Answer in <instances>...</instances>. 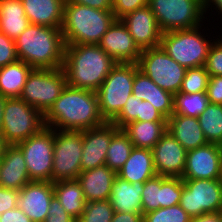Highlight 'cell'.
<instances>
[{"label":"cell","mask_w":222,"mask_h":222,"mask_svg":"<svg viewBox=\"0 0 222 222\" xmlns=\"http://www.w3.org/2000/svg\"><path fill=\"white\" fill-rule=\"evenodd\" d=\"M135 148L152 150L167 132V121H133L122 128Z\"/></svg>","instance_id":"cell-27"},{"label":"cell","mask_w":222,"mask_h":222,"mask_svg":"<svg viewBox=\"0 0 222 222\" xmlns=\"http://www.w3.org/2000/svg\"><path fill=\"white\" fill-rule=\"evenodd\" d=\"M44 222H77V220L65 211L54 195L50 201L48 216L45 218Z\"/></svg>","instance_id":"cell-43"},{"label":"cell","mask_w":222,"mask_h":222,"mask_svg":"<svg viewBox=\"0 0 222 222\" xmlns=\"http://www.w3.org/2000/svg\"><path fill=\"white\" fill-rule=\"evenodd\" d=\"M111 222H143V214L114 212Z\"/></svg>","instance_id":"cell-48"},{"label":"cell","mask_w":222,"mask_h":222,"mask_svg":"<svg viewBox=\"0 0 222 222\" xmlns=\"http://www.w3.org/2000/svg\"><path fill=\"white\" fill-rule=\"evenodd\" d=\"M210 75L204 66L186 70L179 92L191 94L206 92Z\"/></svg>","instance_id":"cell-37"},{"label":"cell","mask_w":222,"mask_h":222,"mask_svg":"<svg viewBox=\"0 0 222 222\" xmlns=\"http://www.w3.org/2000/svg\"><path fill=\"white\" fill-rule=\"evenodd\" d=\"M0 222H33L20 208L16 207L0 215Z\"/></svg>","instance_id":"cell-46"},{"label":"cell","mask_w":222,"mask_h":222,"mask_svg":"<svg viewBox=\"0 0 222 222\" xmlns=\"http://www.w3.org/2000/svg\"><path fill=\"white\" fill-rule=\"evenodd\" d=\"M65 3H74L100 10L112 11V0H66Z\"/></svg>","instance_id":"cell-47"},{"label":"cell","mask_w":222,"mask_h":222,"mask_svg":"<svg viewBox=\"0 0 222 222\" xmlns=\"http://www.w3.org/2000/svg\"><path fill=\"white\" fill-rule=\"evenodd\" d=\"M148 3L149 0H112V12L116 20H120L136 9L147 6Z\"/></svg>","instance_id":"cell-42"},{"label":"cell","mask_w":222,"mask_h":222,"mask_svg":"<svg viewBox=\"0 0 222 222\" xmlns=\"http://www.w3.org/2000/svg\"><path fill=\"white\" fill-rule=\"evenodd\" d=\"M138 69L161 89L179 93L186 68L172 59L160 46L143 49L137 62Z\"/></svg>","instance_id":"cell-10"},{"label":"cell","mask_w":222,"mask_h":222,"mask_svg":"<svg viewBox=\"0 0 222 222\" xmlns=\"http://www.w3.org/2000/svg\"><path fill=\"white\" fill-rule=\"evenodd\" d=\"M157 175L153 152L150 149L133 148L129 158L122 168L117 172V176L130 183L145 182Z\"/></svg>","instance_id":"cell-26"},{"label":"cell","mask_w":222,"mask_h":222,"mask_svg":"<svg viewBox=\"0 0 222 222\" xmlns=\"http://www.w3.org/2000/svg\"><path fill=\"white\" fill-rule=\"evenodd\" d=\"M5 102H6V97L0 94V132L2 128V122H3V112H4Z\"/></svg>","instance_id":"cell-51"},{"label":"cell","mask_w":222,"mask_h":222,"mask_svg":"<svg viewBox=\"0 0 222 222\" xmlns=\"http://www.w3.org/2000/svg\"><path fill=\"white\" fill-rule=\"evenodd\" d=\"M30 182L26 162L21 149L7 145L0 160V186L20 190Z\"/></svg>","instance_id":"cell-20"},{"label":"cell","mask_w":222,"mask_h":222,"mask_svg":"<svg viewBox=\"0 0 222 222\" xmlns=\"http://www.w3.org/2000/svg\"><path fill=\"white\" fill-rule=\"evenodd\" d=\"M152 152L157 175L182 178L187 150L169 131L154 145Z\"/></svg>","instance_id":"cell-16"},{"label":"cell","mask_w":222,"mask_h":222,"mask_svg":"<svg viewBox=\"0 0 222 222\" xmlns=\"http://www.w3.org/2000/svg\"><path fill=\"white\" fill-rule=\"evenodd\" d=\"M220 182H221V185H222V169H221Z\"/></svg>","instance_id":"cell-53"},{"label":"cell","mask_w":222,"mask_h":222,"mask_svg":"<svg viewBox=\"0 0 222 222\" xmlns=\"http://www.w3.org/2000/svg\"><path fill=\"white\" fill-rule=\"evenodd\" d=\"M182 192V178L162 176V203H160V208L179 204Z\"/></svg>","instance_id":"cell-39"},{"label":"cell","mask_w":222,"mask_h":222,"mask_svg":"<svg viewBox=\"0 0 222 222\" xmlns=\"http://www.w3.org/2000/svg\"><path fill=\"white\" fill-rule=\"evenodd\" d=\"M116 64L98 44H66L62 68L67 85L96 92Z\"/></svg>","instance_id":"cell-2"},{"label":"cell","mask_w":222,"mask_h":222,"mask_svg":"<svg viewBox=\"0 0 222 222\" xmlns=\"http://www.w3.org/2000/svg\"><path fill=\"white\" fill-rule=\"evenodd\" d=\"M183 192L179 205L192 218L204 213L222 211L220 179H182Z\"/></svg>","instance_id":"cell-13"},{"label":"cell","mask_w":222,"mask_h":222,"mask_svg":"<svg viewBox=\"0 0 222 222\" xmlns=\"http://www.w3.org/2000/svg\"><path fill=\"white\" fill-rule=\"evenodd\" d=\"M44 115L20 98H6L1 134L8 145H15L39 133Z\"/></svg>","instance_id":"cell-8"},{"label":"cell","mask_w":222,"mask_h":222,"mask_svg":"<svg viewBox=\"0 0 222 222\" xmlns=\"http://www.w3.org/2000/svg\"><path fill=\"white\" fill-rule=\"evenodd\" d=\"M222 146L207 143L187 151L182 179H220Z\"/></svg>","instance_id":"cell-14"},{"label":"cell","mask_w":222,"mask_h":222,"mask_svg":"<svg viewBox=\"0 0 222 222\" xmlns=\"http://www.w3.org/2000/svg\"><path fill=\"white\" fill-rule=\"evenodd\" d=\"M114 208L110 200L86 202L82 215L77 222H111Z\"/></svg>","instance_id":"cell-36"},{"label":"cell","mask_w":222,"mask_h":222,"mask_svg":"<svg viewBox=\"0 0 222 222\" xmlns=\"http://www.w3.org/2000/svg\"><path fill=\"white\" fill-rule=\"evenodd\" d=\"M65 46L61 29L34 24L15 39L18 59L40 69L61 68Z\"/></svg>","instance_id":"cell-3"},{"label":"cell","mask_w":222,"mask_h":222,"mask_svg":"<svg viewBox=\"0 0 222 222\" xmlns=\"http://www.w3.org/2000/svg\"><path fill=\"white\" fill-rule=\"evenodd\" d=\"M148 6L162 33L196 28L207 19L202 0H149Z\"/></svg>","instance_id":"cell-7"},{"label":"cell","mask_w":222,"mask_h":222,"mask_svg":"<svg viewBox=\"0 0 222 222\" xmlns=\"http://www.w3.org/2000/svg\"><path fill=\"white\" fill-rule=\"evenodd\" d=\"M15 40L0 32V67L18 61Z\"/></svg>","instance_id":"cell-41"},{"label":"cell","mask_w":222,"mask_h":222,"mask_svg":"<svg viewBox=\"0 0 222 222\" xmlns=\"http://www.w3.org/2000/svg\"><path fill=\"white\" fill-rule=\"evenodd\" d=\"M217 37L219 38L215 39L210 46L204 65L210 76H222V36Z\"/></svg>","instance_id":"cell-40"},{"label":"cell","mask_w":222,"mask_h":222,"mask_svg":"<svg viewBox=\"0 0 222 222\" xmlns=\"http://www.w3.org/2000/svg\"><path fill=\"white\" fill-rule=\"evenodd\" d=\"M66 86V74L62 67L34 68L29 74L19 98L45 115Z\"/></svg>","instance_id":"cell-9"},{"label":"cell","mask_w":222,"mask_h":222,"mask_svg":"<svg viewBox=\"0 0 222 222\" xmlns=\"http://www.w3.org/2000/svg\"><path fill=\"white\" fill-rule=\"evenodd\" d=\"M202 26L204 25L192 29L164 32L159 46L186 69L204 66L210 46L215 39L211 40L208 33L205 36Z\"/></svg>","instance_id":"cell-5"},{"label":"cell","mask_w":222,"mask_h":222,"mask_svg":"<svg viewBox=\"0 0 222 222\" xmlns=\"http://www.w3.org/2000/svg\"><path fill=\"white\" fill-rule=\"evenodd\" d=\"M33 69L20 60L0 67V94L6 98H19Z\"/></svg>","instance_id":"cell-31"},{"label":"cell","mask_w":222,"mask_h":222,"mask_svg":"<svg viewBox=\"0 0 222 222\" xmlns=\"http://www.w3.org/2000/svg\"><path fill=\"white\" fill-rule=\"evenodd\" d=\"M53 189L54 195L65 211L77 220L86 205L80 182L77 179L55 181Z\"/></svg>","instance_id":"cell-29"},{"label":"cell","mask_w":222,"mask_h":222,"mask_svg":"<svg viewBox=\"0 0 222 222\" xmlns=\"http://www.w3.org/2000/svg\"><path fill=\"white\" fill-rule=\"evenodd\" d=\"M190 222H222V211L204 213L190 218Z\"/></svg>","instance_id":"cell-49"},{"label":"cell","mask_w":222,"mask_h":222,"mask_svg":"<svg viewBox=\"0 0 222 222\" xmlns=\"http://www.w3.org/2000/svg\"><path fill=\"white\" fill-rule=\"evenodd\" d=\"M134 148L128 136L120 129L113 137L107 150L105 164L116 173L122 168Z\"/></svg>","instance_id":"cell-34"},{"label":"cell","mask_w":222,"mask_h":222,"mask_svg":"<svg viewBox=\"0 0 222 222\" xmlns=\"http://www.w3.org/2000/svg\"><path fill=\"white\" fill-rule=\"evenodd\" d=\"M117 63H137L142 50L121 20H115L98 44Z\"/></svg>","instance_id":"cell-18"},{"label":"cell","mask_w":222,"mask_h":222,"mask_svg":"<svg viewBox=\"0 0 222 222\" xmlns=\"http://www.w3.org/2000/svg\"><path fill=\"white\" fill-rule=\"evenodd\" d=\"M203 1V11H204V16H205V14H206V12L208 11V9H209V11H210V9H211V12L210 13H212L213 11H212V8H210V6L212 7L213 5H215V6H213V9H215L216 10V12L218 11V15L220 14V15H222V0H202ZM212 3V4H211ZM222 17L220 16V19H221Z\"/></svg>","instance_id":"cell-50"},{"label":"cell","mask_w":222,"mask_h":222,"mask_svg":"<svg viewBox=\"0 0 222 222\" xmlns=\"http://www.w3.org/2000/svg\"><path fill=\"white\" fill-rule=\"evenodd\" d=\"M29 24L21 0H0V32L15 40Z\"/></svg>","instance_id":"cell-30"},{"label":"cell","mask_w":222,"mask_h":222,"mask_svg":"<svg viewBox=\"0 0 222 222\" xmlns=\"http://www.w3.org/2000/svg\"><path fill=\"white\" fill-rule=\"evenodd\" d=\"M19 191L0 186V215L17 207Z\"/></svg>","instance_id":"cell-44"},{"label":"cell","mask_w":222,"mask_h":222,"mask_svg":"<svg viewBox=\"0 0 222 222\" xmlns=\"http://www.w3.org/2000/svg\"><path fill=\"white\" fill-rule=\"evenodd\" d=\"M190 218L179 204L143 214V222H190Z\"/></svg>","instance_id":"cell-38"},{"label":"cell","mask_w":222,"mask_h":222,"mask_svg":"<svg viewBox=\"0 0 222 222\" xmlns=\"http://www.w3.org/2000/svg\"><path fill=\"white\" fill-rule=\"evenodd\" d=\"M198 121L206 141L222 146V105L209 103Z\"/></svg>","instance_id":"cell-32"},{"label":"cell","mask_w":222,"mask_h":222,"mask_svg":"<svg viewBox=\"0 0 222 222\" xmlns=\"http://www.w3.org/2000/svg\"><path fill=\"white\" fill-rule=\"evenodd\" d=\"M137 63H117L96 91L101 116L111 122L122 110L132 87Z\"/></svg>","instance_id":"cell-6"},{"label":"cell","mask_w":222,"mask_h":222,"mask_svg":"<svg viewBox=\"0 0 222 222\" xmlns=\"http://www.w3.org/2000/svg\"><path fill=\"white\" fill-rule=\"evenodd\" d=\"M209 99L206 92L174 94V109L172 115H184L198 118L207 108Z\"/></svg>","instance_id":"cell-33"},{"label":"cell","mask_w":222,"mask_h":222,"mask_svg":"<svg viewBox=\"0 0 222 222\" xmlns=\"http://www.w3.org/2000/svg\"><path fill=\"white\" fill-rule=\"evenodd\" d=\"M16 145L23 153L30 181L51 182L54 129L46 126L39 133Z\"/></svg>","instance_id":"cell-12"},{"label":"cell","mask_w":222,"mask_h":222,"mask_svg":"<svg viewBox=\"0 0 222 222\" xmlns=\"http://www.w3.org/2000/svg\"><path fill=\"white\" fill-rule=\"evenodd\" d=\"M7 145L8 144L5 142V140L3 138V135L0 132V160H1L2 155H3V151L5 150Z\"/></svg>","instance_id":"cell-52"},{"label":"cell","mask_w":222,"mask_h":222,"mask_svg":"<svg viewBox=\"0 0 222 222\" xmlns=\"http://www.w3.org/2000/svg\"><path fill=\"white\" fill-rule=\"evenodd\" d=\"M82 149V130H54L51 182L78 178Z\"/></svg>","instance_id":"cell-11"},{"label":"cell","mask_w":222,"mask_h":222,"mask_svg":"<svg viewBox=\"0 0 222 222\" xmlns=\"http://www.w3.org/2000/svg\"><path fill=\"white\" fill-rule=\"evenodd\" d=\"M132 95L149 101L166 119L173 114L174 94L161 89L139 69L135 72Z\"/></svg>","instance_id":"cell-22"},{"label":"cell","mask_w":222,"mask_h":222,"mask_svg":"<svg viewBox=\"0 0 222 222\" xmlns=\"http://www.w3.org/2000/svg\"><path fill=\"white\" fill-rule=\"evenodd\" d=\"M117 173L106 164L81 172L80 182L86 202L109 200L112 184Z\"/></svg>","instance_id":"cell-21"},{"label":"cell","mask_w":222,"mask_h":222,"mask_svg":"<svg viewBox=\"0 0 222 222\" xmlns=\"http://www.w3.org/2000/svg\"><path fill=\"white\" fill-rule=\"evenodd\" d=\"M133 121H167V119L149 102L129 96L120 113L111 121L119 129Z\"/></svg>","instance_id":"cell-28"},{"label":"cell","mask_w":222,"mask_h":222,"mask_svg":"<svg viewBox=\"0 0 222 222\" xmlns=\"http://www.w3.org/2000/svg\"><path fill=\"white\" fill-rule=\"evenodd\" d=\"M115 20L111 10L65 3L61 27L65 44H99Z\"/></svg>","instance_id":"cell-4"},{"label":"cell","mask_w":222,"mask_h":222,"mask_svg":"<svg viewBox=\"0 0 222 222\" xmlns=\"http://www.w3.org/2000/svg\"><path fill=\"white\" fill-rule=\"evenodd\" d=\"M44 122L54 130H86L106 123L100 114L97 93L69 85L44 115Z\"/></svg>","instance_id":"cell-1"},{"label":"cell","mask_w":222,"mask_h":222,"mask_svg":"<svg viewBox=\"0 0 222 222\" xmlns=\"http://www.w3.org/2000/svg\"><path fill=\"white\" fill-rule=\"evenodd\" d=\"M53 196V182L30 181L19 190L17 207L33 222H44Z\"/></svg>","instance_id":"cell-19"},{"label":"cell","mask_w":222,"mask_h":222,"mask_svg":"<svg viewBox=\"0 0 222 222\" xmlns=\"http://www.w3.org/2000/svg\"><path fill=\"white\" fill-rule=\"evenodd\" d=\"M143 187L144 182L130 183L116 176L109 199L114 212L142 213Z\"/></svg>","instance_id":"cell-24"},{"label":"cell","mask_w":222,"mask_h":222,"mask_svg":"<svg viewBox=\"0 0 222 222\" xmlns=\"http://www.w3.org/2000/svg\"><path fill=\"white\" fill-rule=\"evenodd\" d=\"M119 130L120 129L111 122H106L96 128L82 130V172L105 165L110 142Z\"/></svg>","instance_id":"cell-15"},{"label":"cell","mask_w":222,"mask_h":222,"mask_svg":"<svg viewBox=\"0 0 222 222\" xmlns=\"http://www.w3.org/2000/svg\"><path fill=\"white\" fill-rule=\"evenodd\" d=\"M206 94L209 103L222 105V76H210Z\"/></svg>","instance_id":"cell-45"},{"label":"cell","mask_w":222,"mask_h":222,"mask_svg":"<svg viewBox=\"0 0 222 222\" xmlns=\"http://www.w3.org/2000/svg\"><path fill=\"white\" fill-rule=\"evenodd\" d=\"M167 131L187 150L204 146L206 141L198 118L171 115L167 119Z\"/></svg>","instance_id":"cell-25"},{"label":"cell","mask_w":222,"mask_h":222,"mask_svg":"<svg viewBox=\"0 0 222 222\" xmlns=\"http://www.w3.org/2000/svg\"><path fill=\"white\" fill-rule=\"evenodd\" d=\"M66 0H21L30 24L61 29Z\"/></svg>","instance_id":"cell-23"},{"label":"cell","mask_w":222,"mask_h":222,"mask_svg":"<svg viewBox=\"0 0 222 222\" xmlns=\"http://www.w3.org/2000/svg\"><path fill=\"white\" fill-rule=\"evenodd\" d=\"M120 20L141 50L155 48L160 45L162 32L158 27L155 15L148 5L136 9Z\"/></svg>","instance_id":"cell-17"},{"label":"cell","mask_w":222,"mask_h":222,"mask_svg":"<svg viewBox=\"0 0 222 222\" xmlns=\"http://www.w3.org/2000/svg\"><path fill=\"white\" fill-rule=\"evenodd\" d=\"M142 197V214L157 210L162 203V176L155 175L144 182Z\"/></svg>","instance_id":"cell-35"}]
</instances>
